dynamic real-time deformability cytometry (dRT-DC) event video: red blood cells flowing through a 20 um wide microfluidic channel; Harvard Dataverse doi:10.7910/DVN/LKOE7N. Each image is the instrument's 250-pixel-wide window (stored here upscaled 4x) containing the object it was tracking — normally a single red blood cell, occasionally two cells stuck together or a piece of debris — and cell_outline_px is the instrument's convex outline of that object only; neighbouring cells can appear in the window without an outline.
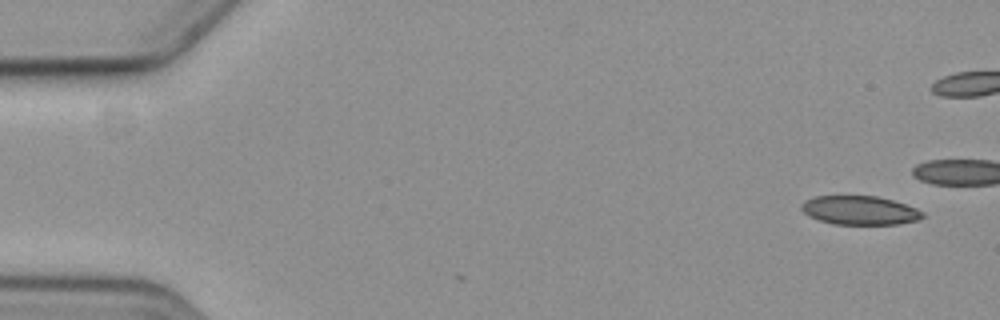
{"species": "common noctule bat (a hibernating species)", "species_latin": "Nyctalus noctula", "temperature_condition": "cold", "stored_images_in_passage": 6, "camera_frame_rate_fps": 3000, "um_per_image_px": 0.085, "animal": {"sex": "female", "body_mass_g": 19.3, "forearm_length_mm": 54.1}, "frame": {"image": 1, "passage_image": 1, "time_ms": 0.0, "image_size_px": [1000, 320], "cell_outline_px": [[924, 216], [916, 220], [896, 224], [832, 224], [808, 216], [800, 208], [800, 204], [816, 196], [876, 196], [892, 200], [916, 208], [924, 212]], "centroid_in_image_um": [73.06, 17.88], "position_along_channel_um": 11.9, "area_um2": 20.17}}